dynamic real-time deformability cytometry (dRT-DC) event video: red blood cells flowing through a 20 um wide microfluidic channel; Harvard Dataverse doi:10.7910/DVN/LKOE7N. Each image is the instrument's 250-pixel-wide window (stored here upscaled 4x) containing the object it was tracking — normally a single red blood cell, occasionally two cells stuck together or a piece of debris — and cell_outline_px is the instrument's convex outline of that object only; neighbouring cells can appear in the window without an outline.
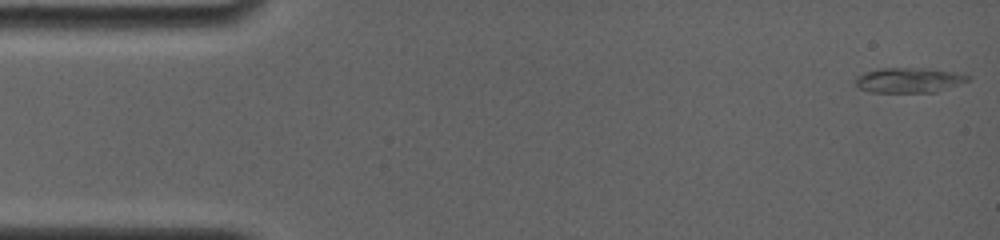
{"species": "common noctule bat (a hibernating species)", "species_latin": "Nyctalus noctula", "temperature_condition": "room temperature", "stored_images_in_passage": 13, "camera_frame_rate_fps": 4000, "um_per_image_px": 0.085, "animal": {"sex": "female", "body_mass_g": 19.0, "forearm_length_mm": 56.7}, "frame": {"image": 1, "passage_image": 1, "time_ms": 0.0, "image_size_px": [1000, 240], "cell_outline_px": [[972, 76], [968, 80], [936, 92], [868, 92], [860, 88], [852, 80], [856, 76], [864, 72], [884, 68], [924, 68], [964, 72]], "centroid_in_image_um": [77.27, 6.8], "position_along_channel_um": 7.7, "area_um2": 16.59}}
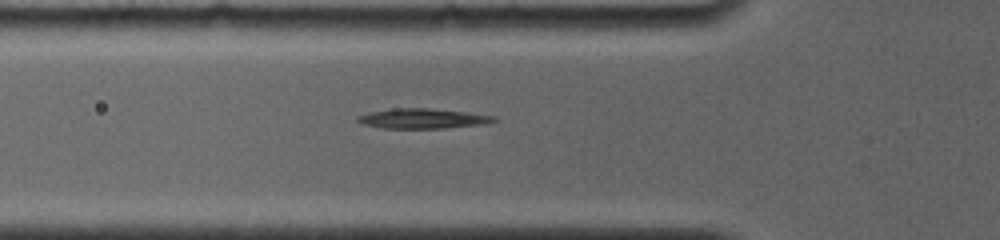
{"frame": {"image": 2, "passage_image": 7, "time_ms": 5.25, "image_size_px": [1000, 240], "cell_outline_px": [[496, 120], [484, 124], [444, 128], [384, 128], [364, 124], [356, 120], [356, 116], [368, 112], [392, 108], [428, 108], [464, 112], [496, 116]], "centroid_in_image_um": [35.88, 10.07], "position_along_channel_um": 89.9, "area_um2": 15.72}}
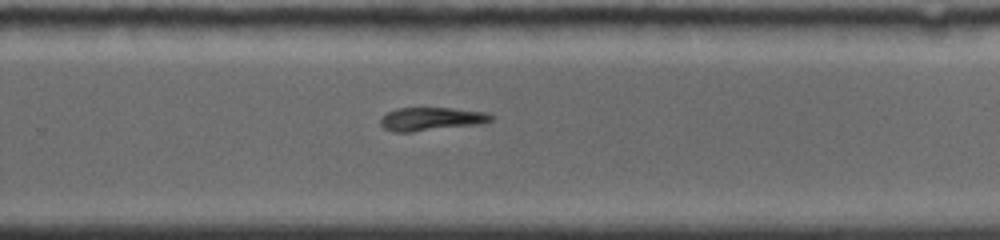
{"frame": {"image": 3, "passage_image": 13, "time_ms": 10.5, "image_size_px": [1000, 240], "cell_outline_px": [[496, 116], [492, 120], [484, 124], [412, 132], [392, 132], [384, 128], [380, 124], [380, 120], [388, 112], [396, 108], [452, 108], [484, 112]], "centroid_in_image_um": [36.7, 10.12], "position_along_channel_um": 293.1, "area_um2": 15.2}}